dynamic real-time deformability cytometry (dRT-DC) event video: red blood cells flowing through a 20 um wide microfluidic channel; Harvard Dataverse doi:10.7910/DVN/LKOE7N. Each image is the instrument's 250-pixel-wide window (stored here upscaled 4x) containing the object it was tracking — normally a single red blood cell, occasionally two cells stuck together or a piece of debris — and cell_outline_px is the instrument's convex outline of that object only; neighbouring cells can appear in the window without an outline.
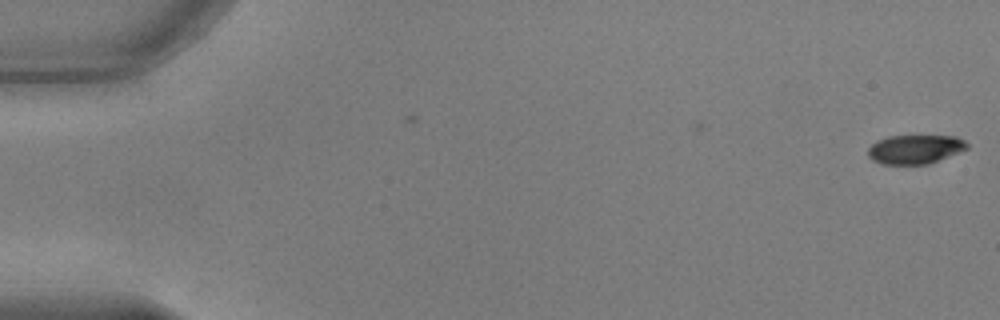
{"species": "common noctule bat (a hibernating species)", "species_latin": "Nyctalus noctula", "temperature_condition": "warm", "stored_images_in_passage": 5, "camera_frame_rate_fps": 3000, "um_per_image_px": 0.085, "animal": {"sex": "male", "body_mass_g": 17.9, "forearm_length_mm": 54.2}, "frame": {"image": 1, "passage_image": 5, "time_ms": 1.333, "image_size_px": [1000, 320], "cell_outline_px": [[968, 148], [928, 164], [884, 164], [872, 160], [868, 156], [868, 148], [876, 140], [888, 136], [956, 136], [964, 140], [968, 144]], "centroid_in_image_um": [77.75, 12.68], "position_along_channel_um": 7.2, "area_um2": 16.65}}